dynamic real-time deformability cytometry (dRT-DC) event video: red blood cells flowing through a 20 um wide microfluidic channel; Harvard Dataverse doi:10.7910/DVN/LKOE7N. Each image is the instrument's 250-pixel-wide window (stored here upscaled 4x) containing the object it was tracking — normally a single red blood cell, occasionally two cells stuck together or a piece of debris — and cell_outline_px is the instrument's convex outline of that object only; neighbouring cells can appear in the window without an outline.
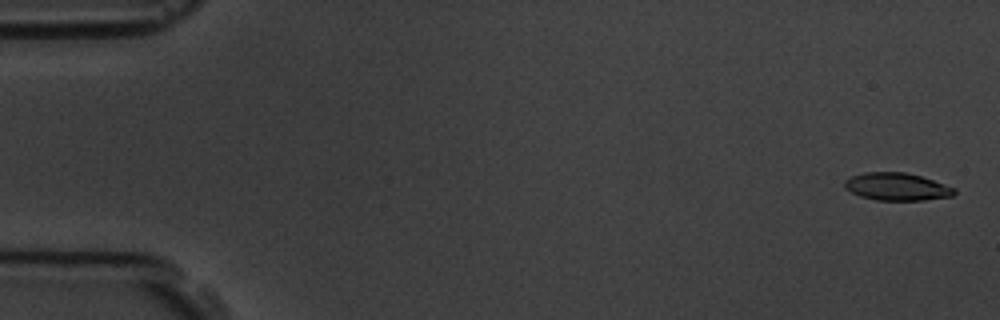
{"species": "common noctule bat (a hibernating species)", "species_latin": "Nyctalus noctula", "temperature_condition": "room temperature", "stored_images_in_passage": 6, "camera_frame_rate_fps": 3000, "um_per_image_px": 0.085, "animal": {"sex": "male", "body_mass_g": 19.5, "forearm_length_mm": 54.6}, "frame": {"image": 1, "passage_image": 1, "time_ms": 0.0, "image_size_px": [1000, 320], "cell_outline_px": [[956, 192], [952, 196], [924, 200], [876, 200], [860, 196], [844, 188], [844, 180], [852, 176], [864, 172], [904, 172], [920, 176], [956, 188]], "centroid_in_image_um": [76.22, 15.87], "position_along_channel_um": 8.8, "area_um2": 17.57}}
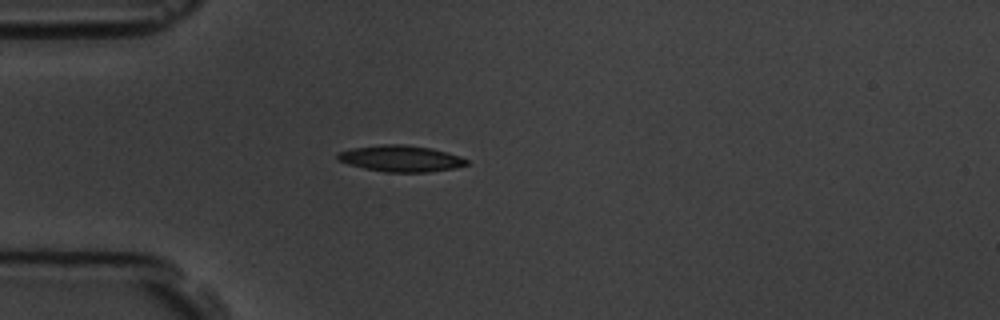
{"frame": {"image": 2, "passage_image": 5, "time_ms": 4.667, "image_size_px": [1000, 320], "cell_outline_px": [[468, 164], [456, 168], [428, 172], [384, 172], [364, 168], [348, 164], [340, 160], [336, 156], [336, 152], [352, 148], [384, 144], [404, 144], [432, 148], [460, 156], [468, 160]], "centroid_in_image_um": [34.07, 13.47], "position_along_channel_um": 50.9, "area_um2": 19.83}}